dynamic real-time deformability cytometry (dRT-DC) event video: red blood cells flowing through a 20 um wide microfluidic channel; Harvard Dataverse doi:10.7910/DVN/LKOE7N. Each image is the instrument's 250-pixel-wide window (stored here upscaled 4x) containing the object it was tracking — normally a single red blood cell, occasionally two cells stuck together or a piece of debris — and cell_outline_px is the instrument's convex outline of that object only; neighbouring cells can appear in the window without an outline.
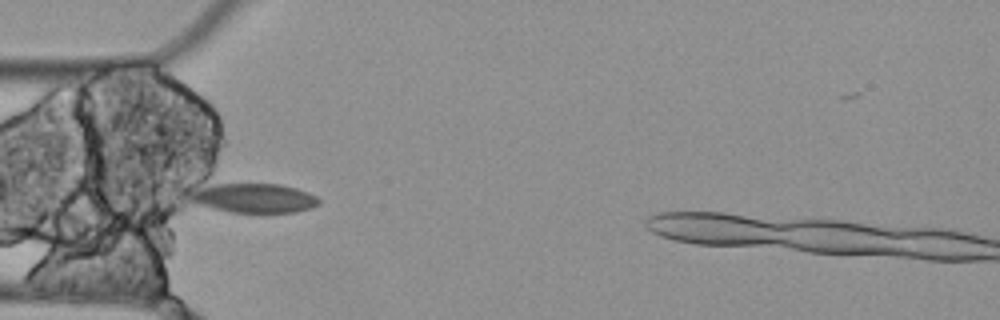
{"species": "Egyptian fruit bat (a non-hibernating species)", "species_latin": "Rousettus aegyptiacus", "temperature_condition": "cold", "stored_images_in_passage": 5, "camera_frame_rate_fps": 3000, "um_per_image_px": 0.085, "animal": {"sex": "female"}, "frame": {"image": 1, "passage_image": 3, "time_ms": 0.667, "image_size_px": [1000, 320], "cell_outline_px": [[320, 204], [312, 208], [296, 212], [232, 212], [212, 208], [188, 200], [188, 196], [204, 188], [216, 184], [280, 184], [296, 188], [308, 192], [316, 196], [320, 200]], "centroid_in_image_um": [21.68, 16.85], "position_along_channel_um": 63.3, "area_um2": 21.62}}
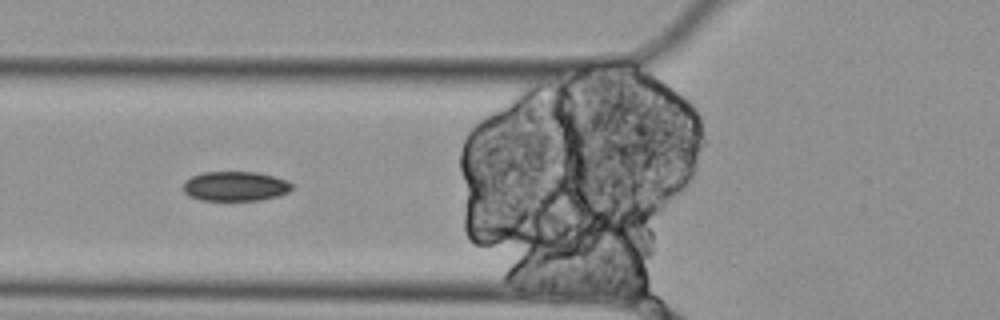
{"frame": {"image": 2, "passage_image": 4, "time_ms": 1.0, "image_size_px": [1000, 320], "cell_outline_px": [[292, 188], [288, 192], [280, 196], [260, 200], [200, 200], [188, 196], [184, 192], [184, 180], [192, 176], [204, 172], [256, 172], [288, 180], [292, 184]], "centroid_in_image_um": [20.0, 15.83], "position_along_channel_um": 105.8, "area_um2": 18.84}}
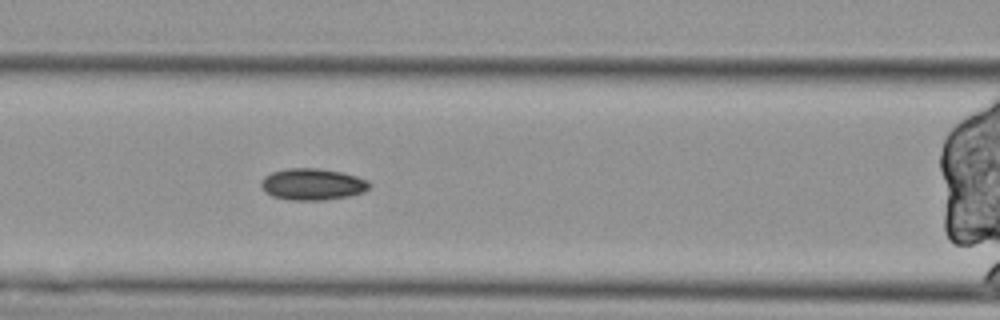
{"frame": {"image": 3, "passage_image": 5, "time_ms": 1.333, "image_size_px": [1000, 320], "cell_outline_px": [[372, 184], [364, 192], [348, 196], [324, 200], [288, 200], [272, 196], [264, 192], [260, 184], [260, 180], [264, 176], [272, 172], [288, 168], [320, 168], [340, 172], [356, 176], [368, 180]], "centroid_in_image_um": [26.53, 15.66], "position_along_channel_um": 140.1, "area_um2": 20.11}}